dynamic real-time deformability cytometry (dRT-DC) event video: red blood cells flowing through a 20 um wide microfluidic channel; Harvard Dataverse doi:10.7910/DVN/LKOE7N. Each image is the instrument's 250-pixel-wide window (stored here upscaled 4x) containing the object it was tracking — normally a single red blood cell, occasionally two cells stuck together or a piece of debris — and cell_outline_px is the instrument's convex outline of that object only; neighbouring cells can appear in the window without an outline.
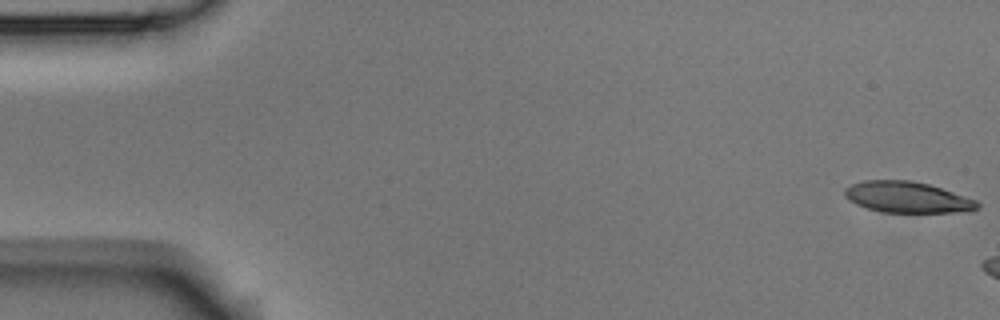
{"species": "Egyptian fruit bat (a non-hibernating species)", "species_latin": "Rousettus aegyptiacus", "temperature_condition": "room temperature", "stored_images_in_passage": 7, "camera_frame_rate_fps": 3000, "um_per_image_px": 0.085, "animal": {"sex": "male"}, "frame": {"image": 1, "passage_image": 1, "time_ms": 0.0, "image_size_px": [1000, 320], "cell_outline_px": [[980, 208], [972, 212], [884, 212], [868, 208], [856, 204], [848, 200], [844, 196], [844, 188], [852, 184], [864, 180], [912, 180], [928, 184], [976, 200], [980, 204]], "centroid_in_image_um": [77.12, 16.77], "position_along_channel_um": 7.9, "area_um2": 24.04}}